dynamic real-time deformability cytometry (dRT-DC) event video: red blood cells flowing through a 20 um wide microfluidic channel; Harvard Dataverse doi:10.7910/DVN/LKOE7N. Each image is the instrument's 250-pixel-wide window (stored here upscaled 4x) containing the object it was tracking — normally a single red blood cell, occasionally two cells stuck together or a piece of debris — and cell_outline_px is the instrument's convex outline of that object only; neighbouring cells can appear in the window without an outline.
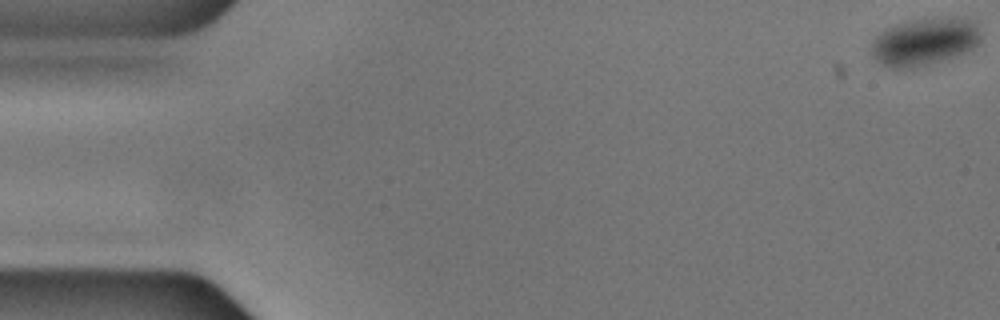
{"species": "common noctule bat (a hibernating species)", "species_latin": "Nyctalus noctula", "temperature_condition": "cold", "stored_images_in_passage": 56, "camera_frame_rate_fps": 3000, "um_per_image_px": 0.085, "animal": {"sex": "male", "body_mass_g": 17.9, "forearm_length_mm": 54.2}, "frame": {"image": 1, "passage_image": 1, "time_ms": 0.0, "image_size_px": [1000, 320], "cell_outline_px": [[980, 44], [968, 52], [956, 56], [928, 64], [912, 68], [888, 68], [880, 64], [868, 52], [868, 48], [872, 40], [884, 28], [896, 24], [912, 20], [948, 16], [956, 16], [976, 20], [980, 32]], "centroid_in_image_um": [78.58, 3.53], "position_along_channel_um": 6.4, "area_um2": 31.27}}
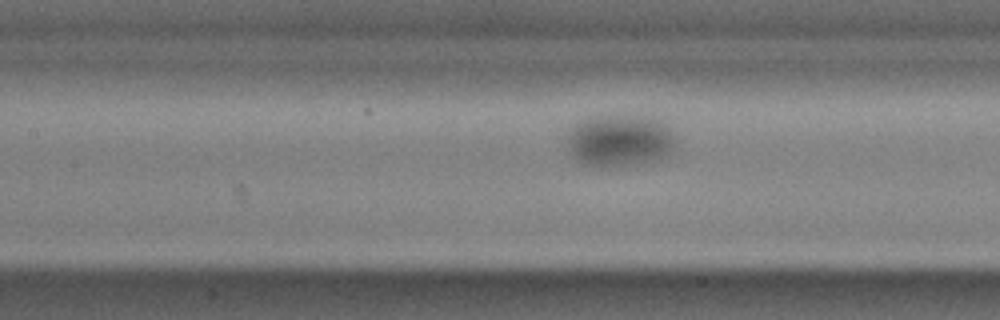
{"frame": {"image": 2, "passage_image": 25, "time_ms": 8.0, "image_size_px": [1000, 320], "cell_outline_px": [[676, 144], [668, 156], [660, 160], [608, 168], [600, 168], [584, 164], [576, 160], [568, 152], [568, 132], [580, 120], [592, 116], [636, 112], [656, 116], [664, 120], [668, 124], [676, 140]], "centroid_in_image_um": [52.74, 11.89], "position_along_channel_um": 154.7, "area_um2": 34.85}}
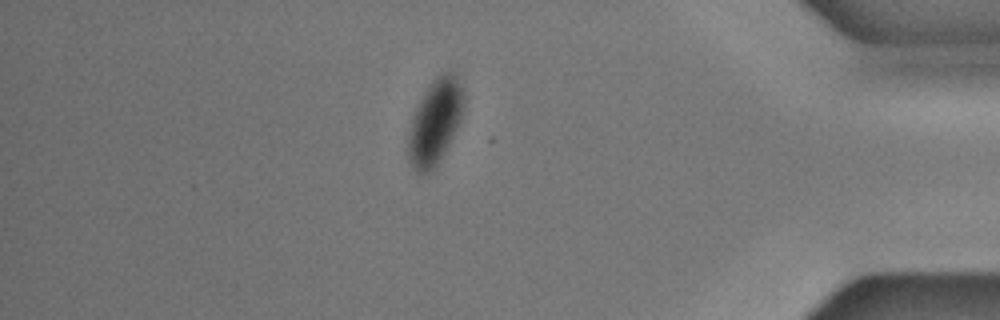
{"frame": {"image": 3, "passage_image": 49, "time_ms": 16.0, "image_size_px": [1000, 320], "cell_outline_px": [[464, 108], [460, 120], [436, 168], [420, 176], [416, 172], [408, 156], [408, 136], [412, 116], [424, 92], [436, 76], [440, 72], [448, 68], [456, 72], [464, 96]], "centroid_in_image_um": [36.99, 10.31], "position_along_channel_um": 398.2, "area_um2": 27.63}}